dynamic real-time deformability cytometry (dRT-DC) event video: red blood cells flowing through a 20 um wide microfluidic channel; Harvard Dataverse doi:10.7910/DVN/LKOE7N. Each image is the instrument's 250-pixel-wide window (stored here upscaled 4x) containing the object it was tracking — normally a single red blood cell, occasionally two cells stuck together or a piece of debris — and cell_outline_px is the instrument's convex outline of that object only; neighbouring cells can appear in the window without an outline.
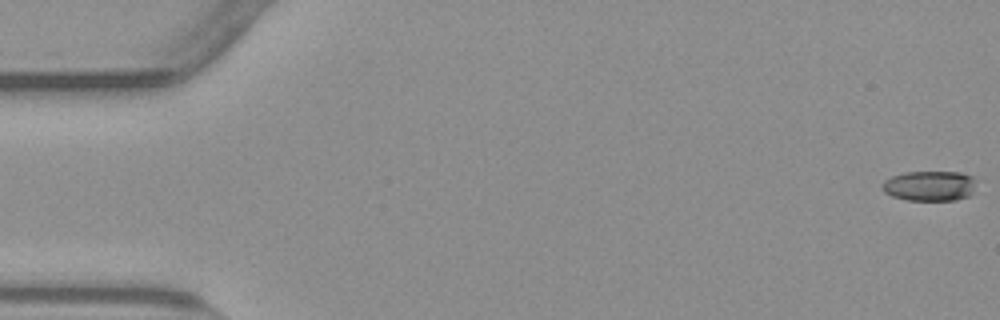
{"species": "common noctule bat (a hibernating species)", "species_latin": "Nyctalus noctula", "temperature_condition": "warm", "stored_images_in_passage": 55, "camera_frame_rate_fps": 3000, "um_per_image_px": 0.085, "animal": {"sex": "male", "body_mass_g": 23.1, "forearm_length_mm": 52.7}, "frame": {"image": 1, "passage_image": 1, "time_ms": 0.0, "image_size_px": [1000, 320], "cell_outline_px": [[976, 180], [972, 192], [968, 196], [956, 200], [908, 200], [892, 196], [884, 192], [880, 188], [880, 184], [884, 180], [892, 176], [908, 172], [960, 172], [972, 176]], "centroid_in_image_um": [78.99, 15.8], "position_along_channel_um": 6.0, "area_um2": 16.59}}
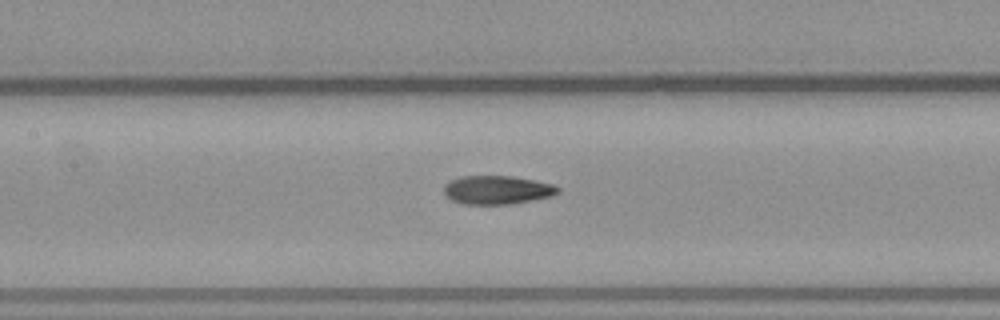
{"frame": {"image": 2, "passage_image": 26, "time_ms": 8.333, "image_size_px": [1000, 320], "cell_outline_px": [[560, 192], [552, 196], [512, 204], [464, 204], [452, 200], [444, 192], [444, 184], [448, 180], [460, 176], [512, 176], [536, 180], [552, 184], [560, 188]], "centroid_in_image_um": [42.26, 16.13], "position_along_channel_um": 165.1, "area_um2": 19.13}}
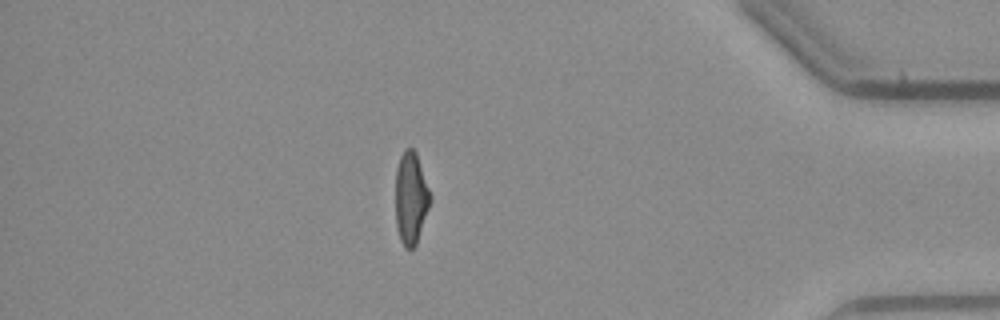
{"frame": {"image": 3, "passage_image": 48, "time_ms": 15.667, "image_size_px": [1000, 320], "cell_outline_px": [[432, 200], [416, 244], [412, 248], [404, 248], [400, 240], [396, 228], [396, 168], [400, 156], [404, 148], [412, 148], [416, 152], [432, 196]], "centroid_in_image_um": [34.93, 16.83], "position_along_channel_um": 400.3, "area_um2": 18.84}, "authors_computed_cell_mechanics": {"area_um2": 19.1896, "velocity_mm_per_s": 3.8002, "shape_relaxation_time_tau1_ms": 4.629, "shape_relaxation_time_tau2_ms": 2.6854, "deformation_change_tau1": 0.1955, "deformation_change_tau2": 0.1004}}